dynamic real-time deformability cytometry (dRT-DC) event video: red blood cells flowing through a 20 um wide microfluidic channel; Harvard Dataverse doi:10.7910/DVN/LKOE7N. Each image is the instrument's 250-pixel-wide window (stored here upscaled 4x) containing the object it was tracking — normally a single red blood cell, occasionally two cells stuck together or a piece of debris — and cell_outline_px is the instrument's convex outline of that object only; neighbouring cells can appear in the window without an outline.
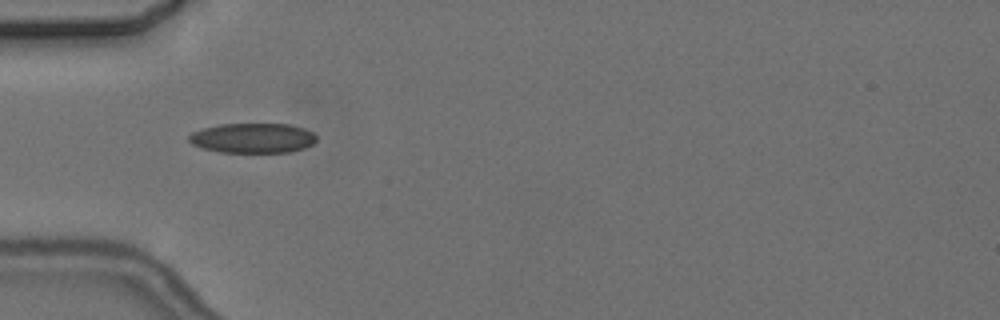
{"species": "common noctule bat (a hibernating species)", "species_latin": "Nyctalus noctula", "temperature_condition": "cold", "stored_images_in_passage": 3, "camera_frame_rate_fps": 3000, "um_per_image_px": 0.085, "animal": {"sex": "female", "body_mass_g": 24.6, "forearm_length_mm": 56.2}, "frame": {"image": 1, "passage_image": 1, "time_ms": 0.0, "image_size_px": [1000, 320], "cell_outline_px": [[316, 140], [312, 144], [304, 148], [288, 152], [220, 152], [204, 148], [192, 144], [188, 140], [188, 136], [192, 132], [204, 128], [220, 124], [288, 124], [304, 128], [312, 132], [316, 136]], "centroid_in_image_um": [21.48, 11.73], "position_along_channel_um": 63.5, "area_um2": 22.08}}
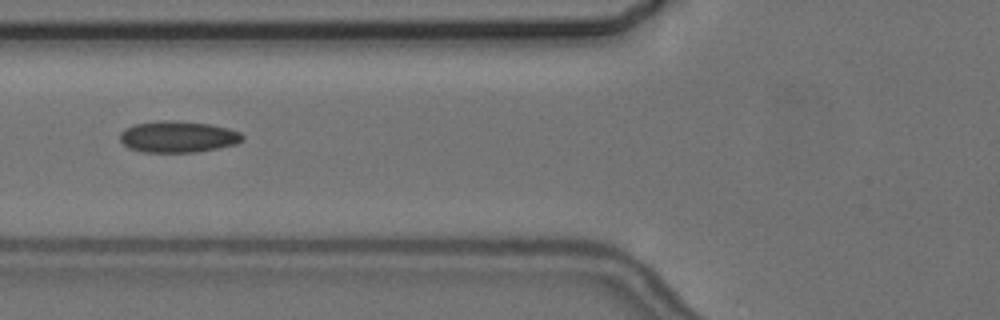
{"frame": {"image": 2, "passage_image": 2, "time_ms": 1.333, "image_size_px": [1000, 320], "cell_outline_px": [[244, 140], [236, 144], [196, 152], [144, 152], [128, 148], [120, 140], [120, 132], [124, 128], [136, 124], [160, 120], [172, 120], [208, 124], [228, 128], [240, 132], [244, 136]], "centroid_in_image_um": [15.12, 11.62], "position_along_channel_um": 110.7, "area_um2": 22.43}}
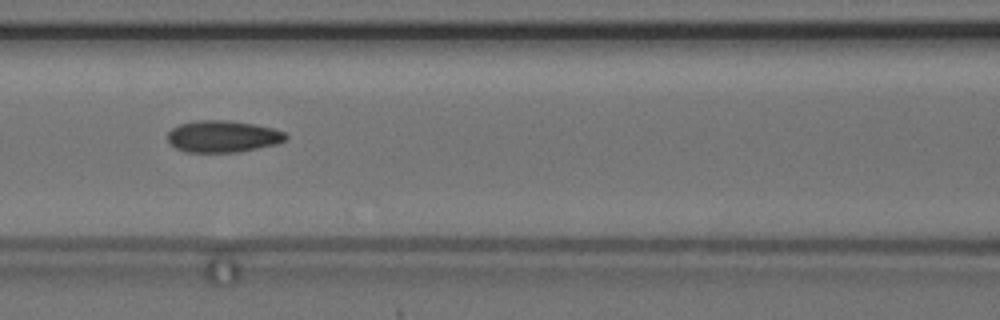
{"frame": {"image": 3, "passage_image": 3, "time_ms": 2.333, "image_size_px": [1000, 320], "cell_outline_px": [[288, 136], [284, 140], [276, 144], [236, 152], [184, 152], [176, 148], [168, 140], [168, 132], [172, 128], [180, 124], [196, 120], [228, 120], [256, 124], [272, 128], [284, 132]], "centroid_in_image_um": [18.92, 11.59], "position_along_channel_um": 147.7, "area_um2": 21.79}}